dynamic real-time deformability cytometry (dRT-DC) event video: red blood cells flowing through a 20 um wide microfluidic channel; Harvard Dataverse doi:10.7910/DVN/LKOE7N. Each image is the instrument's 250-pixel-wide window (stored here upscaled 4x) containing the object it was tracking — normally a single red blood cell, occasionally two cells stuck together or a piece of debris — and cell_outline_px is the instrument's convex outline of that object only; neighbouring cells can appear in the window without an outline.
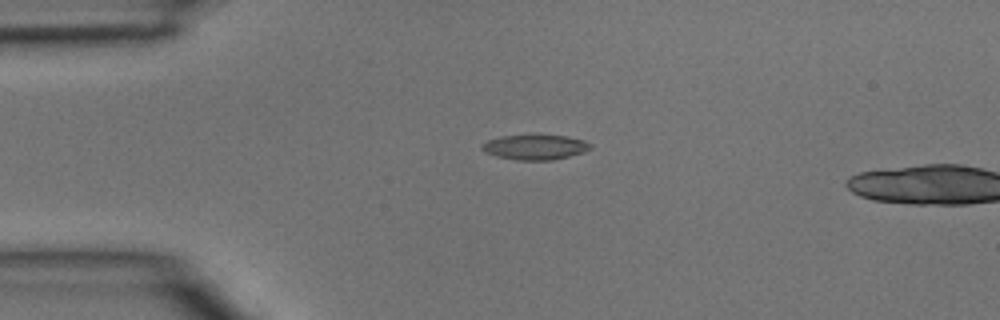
{"species": "common noctule bat (a hibernating species)", "species_latin": "Nyctalus noctula", "temperature_condition": "room temperature", "stored_images_in_passage": 3, "camera_frame_rate_fps": 3000, "um_per_image_px": 0.085, "animal": {"sex": "male", "body_mass_g": 15.6}, "frame": {"image": 1, "passage_image": 1, "time_ms": 0.0, "image_size_px": [1000, 320], "cell_outline_px": [[592, 148], [584, 152], [552, 160], [516, 160], [496, 156], [484, 152], [480, 148], [480, 144], [488, 140], [500, 136], [568, 136], [584, 140], [592, 144]], "centroid_in_image_um": [45.47, 12.52], "position_along_channel_um": 39.5, "area_um2": 15.72}}